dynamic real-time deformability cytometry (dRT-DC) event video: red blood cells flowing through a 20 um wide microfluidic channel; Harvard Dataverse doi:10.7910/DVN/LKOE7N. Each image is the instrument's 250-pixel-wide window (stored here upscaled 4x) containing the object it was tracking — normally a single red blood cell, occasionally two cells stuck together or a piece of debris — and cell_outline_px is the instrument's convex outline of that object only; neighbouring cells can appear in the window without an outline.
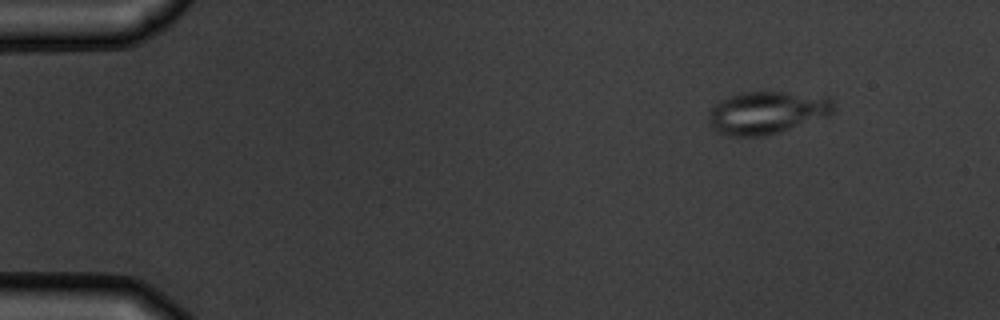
{"species": "common noctule bat (a hibernating species)", "species_latin": "Nyctalus noctula", "temperature_condition": "warm", "stored_images_in_passage": 4, "camera_frame_rate_fps": 3000, "um_per_image_px": 0.085, "animal": {"sex": "male", "body_mass_g": 19.5, "forearm_length_mm": 54.6}, "frame": {"image": 1, "passage_image": 1, "time_ms": 0.0, "image_size_px": [1000, 320], "cell_outline_px": [[836, 108], [828, 116], [764, 136], [728, 136], [716, 132], [712, 128], [708, 120], [712, 108], [720, 100], [740, 92], [784, 92], [828, 96], [832, 100]], "centroid_in_image_um": [65.19, 9.56], "position_along_channel_um": 19.8, "area_um2": 30.92}}